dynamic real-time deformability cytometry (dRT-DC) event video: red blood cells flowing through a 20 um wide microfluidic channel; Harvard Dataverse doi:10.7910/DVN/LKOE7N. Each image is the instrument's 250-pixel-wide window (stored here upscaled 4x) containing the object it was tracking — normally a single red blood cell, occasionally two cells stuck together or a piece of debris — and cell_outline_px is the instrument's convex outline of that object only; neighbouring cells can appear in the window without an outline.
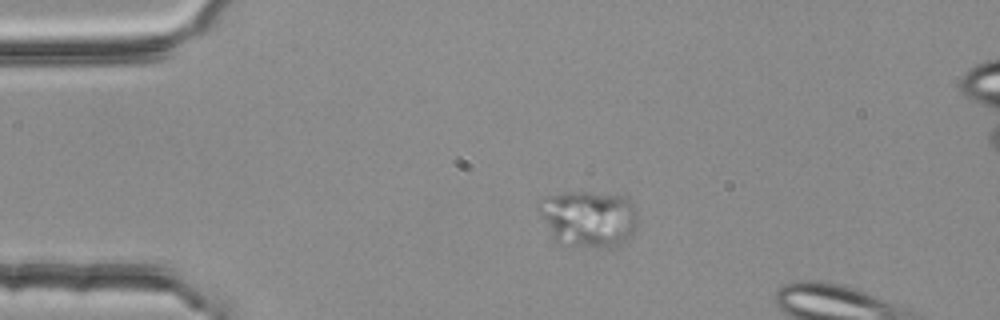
{"species": "common noctule bat (a hibernating species)", "species_latin": "Nyctalus noctula", "temperature_condition": "room temperature", "stored_images_in_passage": 2, "camera_frame_rate_fps": 3000, "um_per_image_px": 0.085, "animal": {"sex": "female", "body_mass_g": 25.1}, "frame": {"image": 1, "passage_image": 1, "time_ms": 0.0, "image_size_px": [1000, 320], "cell_outline_px": [[636, 224], [632, 236], [620, 244], [612, 248], [600, 248], [572, 244], [556, 240], [552, 236], [536, 208], [540, 200], [544, 196], [564, 192], [588, 192], [620, 196], [628, 200], [632, 204], [636, 212]], "centroid_in_image_um": [50.01, 18.57], "position_along_channel_um": 35.0, "area_um2": 32.37}}